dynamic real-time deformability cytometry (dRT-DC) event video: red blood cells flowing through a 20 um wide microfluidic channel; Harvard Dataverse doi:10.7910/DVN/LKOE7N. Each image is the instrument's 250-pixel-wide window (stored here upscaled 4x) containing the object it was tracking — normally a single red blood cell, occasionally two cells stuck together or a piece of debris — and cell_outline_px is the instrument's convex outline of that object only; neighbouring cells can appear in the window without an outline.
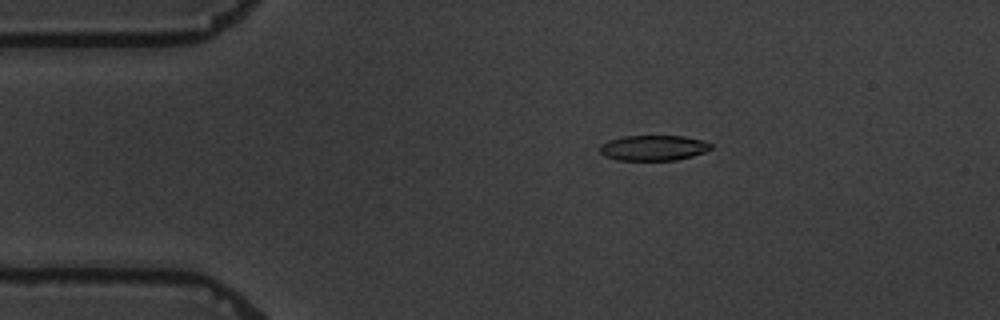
{"species": "common noctule bat (a hibernating species)", "species_latin": "Nyctalus noctula", "temperature_condition": "warm", "stored_images_in_passage": 7, "camera_frame_rate_fps": 3000, "um_per_image_px": 0.085, "animal": {"sex": "male", "body_mass_g": 19.5, "forearm_length_mm": 54.6}, "frame": {"image": 1, "passage_image": 2, "time_ms": 2.0, "image_size_px": [1000, 320], "cell_outline_px": [[712, 148], [704, 152], [692, 156], [676, 160], [616, 160], [604, 156], [600, 152], [600, 144], [608, 140], [620, 136], [684, 136], [704, 140], [712, 144]], "centroid_in_image_um": [55.52, 12.56], "position_along_channel_um": 29.5, "area_um2": 16.59}}
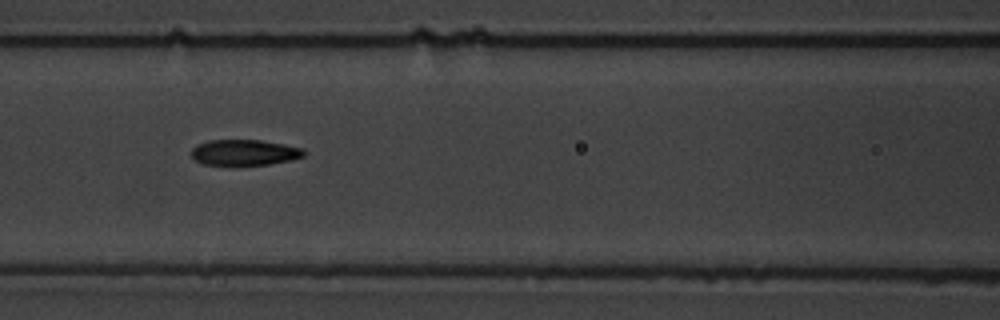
{"frame": {"image": 2, "passage_image": 6, "time_ms": 6.667, "image_size_px": [1000, 320], "cell_outline_px": [[304, 156], [292, 160], [268, 164], [236, 168], [228, 168], [204, 164], [192, 160], [192, 148], [208, 140], [260, 140], [284, 144], [304, 148]], "centroid_in_image_um": [20.74, 13.01], "position_along_channel_um": 145.9, "area_um2": 17.74}}
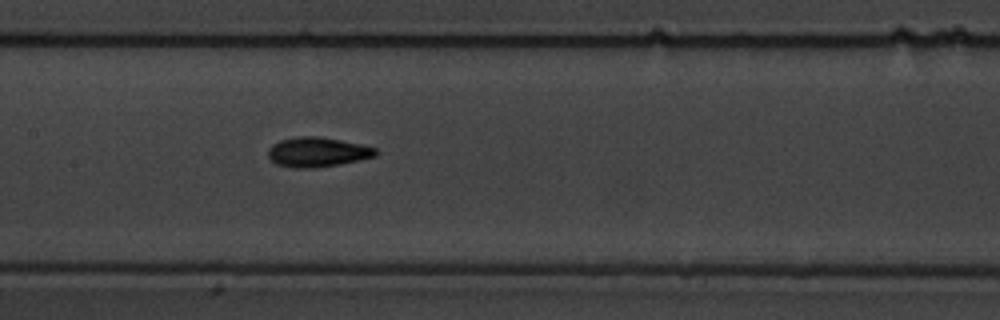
{"frame": {"image": 3, "passage_image": 7, "time_ms": 7.667, "image_size_px": [1000, 320], "cell_outline_px": [[380, 152], [376, 156], [340, 164], [312, 168], [292, 168], [276, 164], [268, 156], [268, 148], [272, 144], [280, 140], [296, 136], [316, 136], [340, 140], [360, 144], [376, 148]], "centroid_in_image_um": [26.97, 12.92], "position_along_channel_um": 180.4, "area_um2": 18.67}}